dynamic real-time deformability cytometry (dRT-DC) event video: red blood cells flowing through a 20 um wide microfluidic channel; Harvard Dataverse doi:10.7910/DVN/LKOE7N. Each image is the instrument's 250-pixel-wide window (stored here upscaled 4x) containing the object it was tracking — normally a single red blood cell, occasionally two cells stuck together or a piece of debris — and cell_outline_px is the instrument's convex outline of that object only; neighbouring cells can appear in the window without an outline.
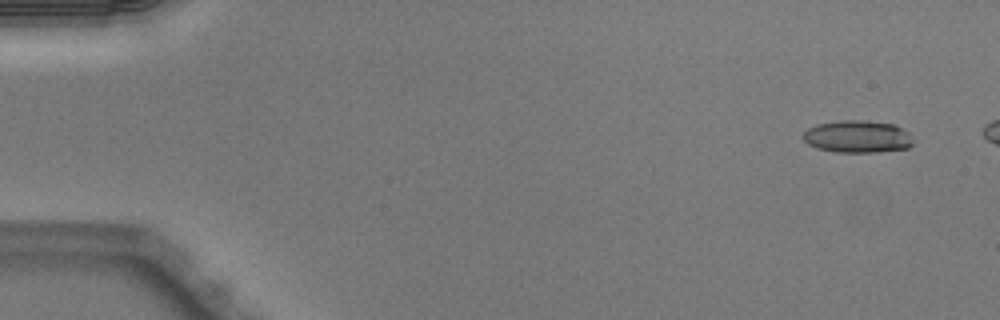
{"species": "Egyptian fruit bat (a non-hibernating species)", "species_latin": "Rousettus aegyptiacus", "temperature_condition": "warm", "stored_images_in_passage": 15, "camera_frame_rate_fps": 3000, "um_per_image_px": 0.085, "animal": {"sex": "male"}, "frame": {"image": 1, "passage_image": 3, "time_ms": 0.667, "image_size_px": [1000, 320], "cell_outline_px": [[912, 144], [908, 148], [876, 152], [836, 152], [816, 148], [808, 144], [804, 140], [804, 132], [808, 128], [816, 124], [840, 120], [864, 120], [896, 124], [908, 132], [912, 140]], "centroid_in_image_um": [72.89, 11.6], "position_along_channel_um": 12.1, "area_um2": 20.81}}